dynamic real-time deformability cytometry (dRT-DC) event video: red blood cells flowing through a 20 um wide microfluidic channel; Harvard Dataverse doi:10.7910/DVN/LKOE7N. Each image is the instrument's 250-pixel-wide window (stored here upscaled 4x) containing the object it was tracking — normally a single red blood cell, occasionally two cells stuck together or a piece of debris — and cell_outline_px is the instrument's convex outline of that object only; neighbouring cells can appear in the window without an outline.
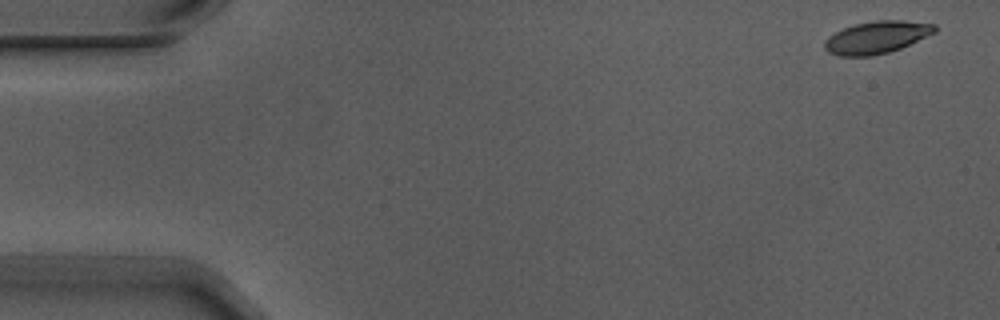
{"species": "Egyptian fruit bat (a non-hibernating species)", "species_latin": "Rousettus aegyptiacus", "temperature_condition": "warm", "stored_images_in_passage": 5, "camera_frame_rate_fps": 3000, "um_per_image_px": 0.085, "animal": {"sex": "male"}, "frame": {"image": 1, "passage_image": 1, "time_ms": 0.0, "image_size_px": [1000, 320], "cell_outline_px": [[936, 32], [900, 48], [888, 52], [872, 56], [840, 56], [828, 52], [824, 48], [824, 40], [828, 36], [844, 28], [856, 24], [872, 20], [904, 20], [936, 24]], "centroid_in_image_um": [74.51, 3.17], "position_along_channel_um": 10.5, "area_um2": 20.75}}
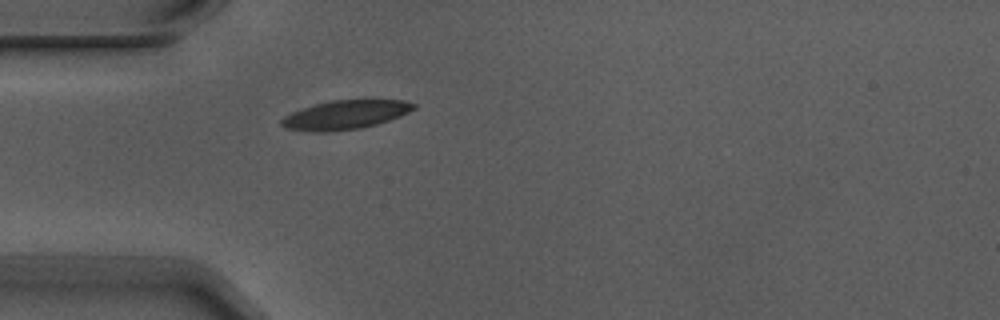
{"frame": {"image": 2, "passage_image": 5, "time_ms": 1.333, "image_size_px": [1000, 320], "cell_outline_px": [[416, 108], [400, 116], [376, 124], [360, 128], [328, 132], [312, 132], [284, 128], [280, 124], [280, 120], [284, 116], [292, 112], [316, 104], [332, 100], [404, 100], [416, 104]], "centroid_in_image_um": [29.33, 9.76], "position_along_channel_um": 55.7, "area_um2": 22.2}}